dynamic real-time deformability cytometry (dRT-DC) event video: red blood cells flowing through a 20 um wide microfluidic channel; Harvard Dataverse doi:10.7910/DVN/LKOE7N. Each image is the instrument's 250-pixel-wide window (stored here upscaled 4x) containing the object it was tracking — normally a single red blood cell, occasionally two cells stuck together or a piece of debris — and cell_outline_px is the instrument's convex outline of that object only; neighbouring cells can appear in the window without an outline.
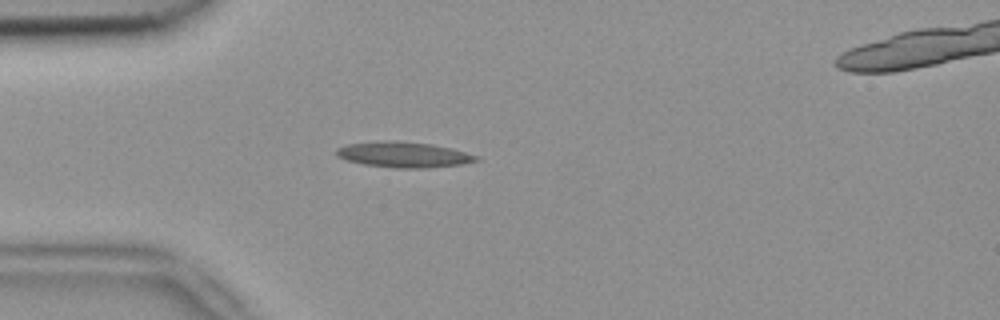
{"species": "common noctule bat (a hibernating species)", "species_latin": "Nyctalus noctula", "temperature_condition": "room temperature", "stored_images_in_passage": 5, "camera_frame_rate_fps": 3000, "um_per_image_px": 0.085, "animal": {"sex": "female", "body_mass_g": 18.4}, "frame": {"image": 1, "passage_image": 4, "time_ms": 1.0, "image_size_px": [1000, 320], "cell_outline_px": [[480, 160], [464, 164], [428, 168], [396, 168], [364, 164], [348, 160], [336, 156], [336, 148], [348, 144], [392, 140], [432, 144], [452, 148], [480, 156]], "centroid_in_image_um": [34.37, 13.15], "position_along_channel_um": 50.6, "area_um2": 20.87}}